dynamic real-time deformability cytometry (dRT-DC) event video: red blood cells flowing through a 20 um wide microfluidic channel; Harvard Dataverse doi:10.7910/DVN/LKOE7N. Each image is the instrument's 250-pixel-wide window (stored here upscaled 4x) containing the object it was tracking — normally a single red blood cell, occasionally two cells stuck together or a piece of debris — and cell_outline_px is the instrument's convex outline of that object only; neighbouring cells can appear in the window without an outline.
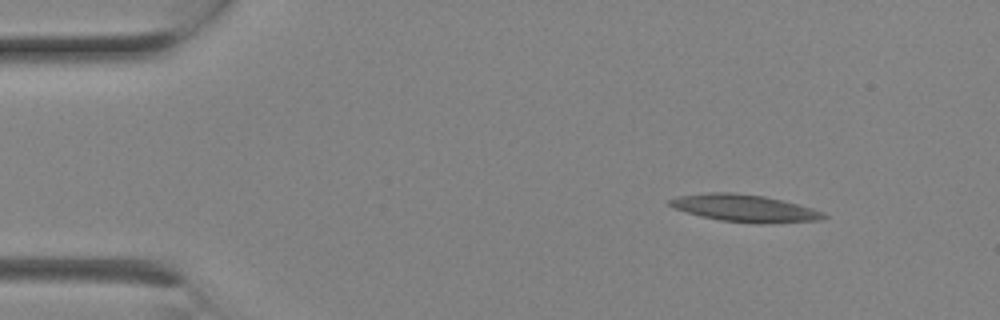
{"species": "Egyptian fruit bat (a non-hibernating species)", "species_latin": "Rousettus aegyptiacus", "temperature_condition": "room temperature", "stored_images_in_passage": 1, "camera_frame_rate_fps": 3000, "um_per_image_px": 0.085, "animal": {"sex": "female"}, "frame": {"image": 1, "passage_image": 1, "time_ms": 0.0, "image_size_px": [1000, 320], "cell_outline_px": [[828, 216], [820, 220], [764, 224], [756, 224], [720, 220], [700, 216], [676, 208], [668, 204], [668, 200], [676, 196], [708, 192], [732, 192], [764, 196], [812, 208], [824, 212]], "centroid_in_image_um": [63.29, 17.7], "position_along_channel_um": 21.7, "area_um2": 24.39}}